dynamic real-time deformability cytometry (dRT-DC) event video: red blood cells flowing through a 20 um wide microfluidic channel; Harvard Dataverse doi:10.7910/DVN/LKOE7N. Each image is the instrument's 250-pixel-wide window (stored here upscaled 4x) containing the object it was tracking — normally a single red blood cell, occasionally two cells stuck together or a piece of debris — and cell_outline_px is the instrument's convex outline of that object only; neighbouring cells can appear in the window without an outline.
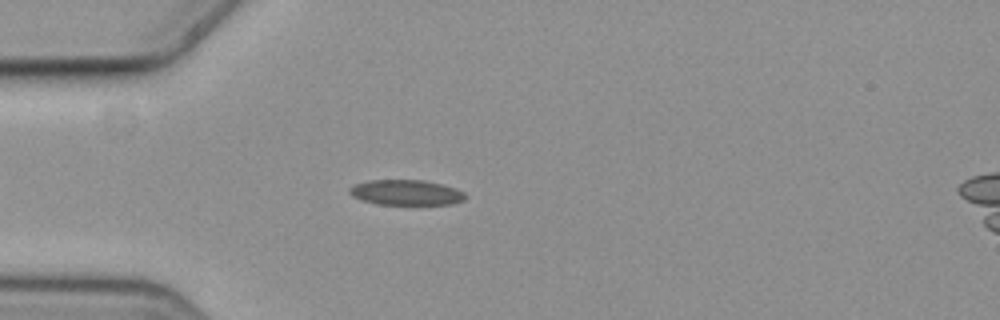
{"species": "common noctule bat (a hibernating species)", "species_latin": "Nyctalus noctula", "temperature_condition": "cold", "stored_images_in_passage": 46, "camera_frame_rate_fps": 3000, "um_per_image_px": 0.085, "animal": {"sex": "female", "body_mass_g": 19.3, "forearm_length_mm": 54.1}, "frame": {"image": 1, "passage_image": 8, "time_ms": 2.333, "image_size_px": [1000, 320], "cell_outline_px": [[468, 196], [464, 200], [452, 204], [376, 204], [360, 200], [352, 196], [348, 192], [348, 188], [356, 184], [368, 180], [424, 180], [456, 188], [464, 192]], "centroid_in_image_um": [34.51, 16.36], "position_along_channel_um": 50.5, "area_um2": 17.17}}
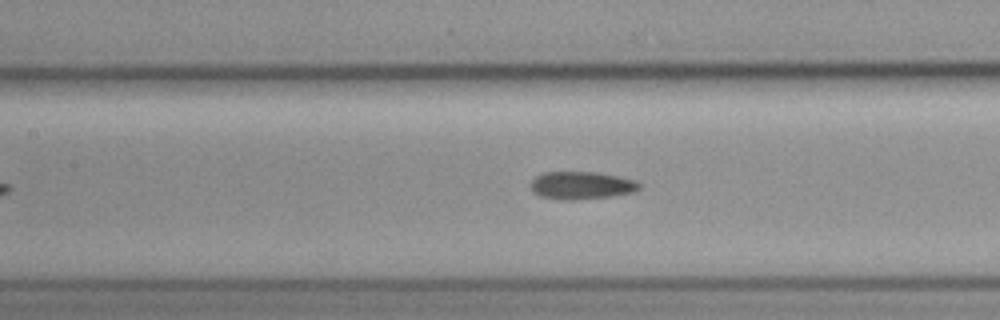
{"frame": {"image": 2, "passage_image": 18, "time_ms": 5.667, "image_size_px": [1000, 320], "cell_outline_px": [[640, 188], [636, 192], [612, 196], [576, 200], [560, 200], [540, 196], [532, 192], [532, 180], [536, 176], [544, 172], [596, 172], [616, 176], [632, 180], [640, 184]], "centroid_in_image_um": [49.41, 15.77], "position_along_channel_um": 158.0, "area_um2": 17.51}}
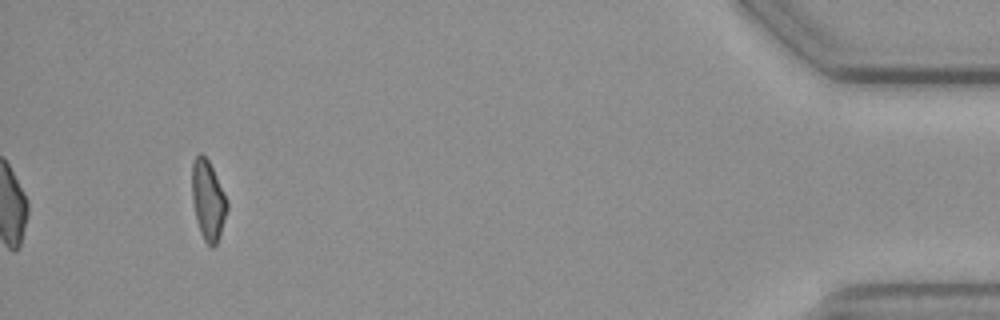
{"frame": {"image": 3, "passage_image": 46, "time_ms": 15.0, "image_size_px": [1000, 320], "cell_outline_px": [[228, 208], [216, 244], [212, 248], [204, 240], [200, 232], [196, 220], [192, 200], [192, 164], [196, 156], [200, 152], [208, 160], [228, 200]], "centroid_in_image_um": [17.67, 17.02], "position_along_channel_um": 417.5, "area_um2": 16.13}, "authors_computed_cell_mechanics": {"area_um2": 17.34, "velocity_mm_per_s": 3.5921, "shape_relaxation_time_tau1_ms": null, "shape_relaxation_time_tau2_ms": 4.7822, "deformation_change_tau1": null, "deformation_change_tau2": 0.1397}}